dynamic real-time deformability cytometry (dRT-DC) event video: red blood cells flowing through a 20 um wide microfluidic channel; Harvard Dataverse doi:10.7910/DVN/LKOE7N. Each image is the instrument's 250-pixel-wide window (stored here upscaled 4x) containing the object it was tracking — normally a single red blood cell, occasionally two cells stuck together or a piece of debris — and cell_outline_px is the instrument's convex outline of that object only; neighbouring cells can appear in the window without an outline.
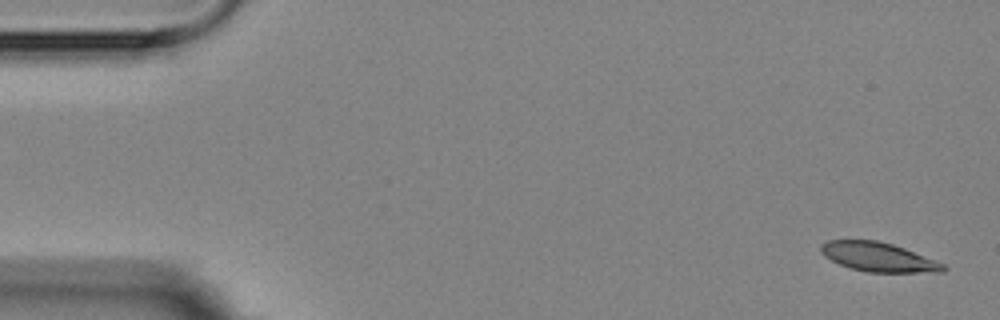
{"species": "Egyptian fruit bat (a non-hibernating species)", "species_latin": "Rousettus aegyptiacus", "temperature_condition": "room temperature", "stored_images_in_passage": 5, "camera_frame_rate_fps": 3000, "um_per_image_px": 0.085, "animal": {"sex": "female"}, "frame": {"image": 1, "passage_image": 1, "time_ms": 0.0, "image_size_px": [1000, 320], "cell_outline_px": [[948, 268], [944, 272], [868, 272], [852, 268], [840, 264], [824, 256], [820, 252], [820, 244], [828, 240], [876, 240], [892, 244], [904, 248], [936, 260], [944, 264]], "centroid_in_image_um": [74.67, 21.84], "position_along_channel_um": 10.3, "area_um2": 20.75}}
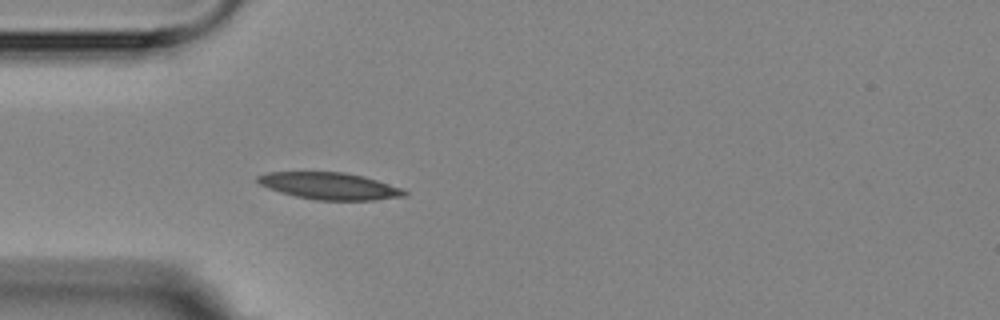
{"frame": {"image": 2, "passage_image": 5, "time_ms": 4.667, "image_size_px": [1000, 320], "cell_outline_px": [[408, 192], [404, 196], [376, 200], [316, 200], [296, 196], [280, 192], [268, 188], [260, 184], [256, 180], [256, 176], [268, 172], [344, 172], [364, 176], [400, 188]], "centroid_in_image_um": [27.98, 15.81], "position_along_channel_um": 57.0, "area_um2": 22.89}}